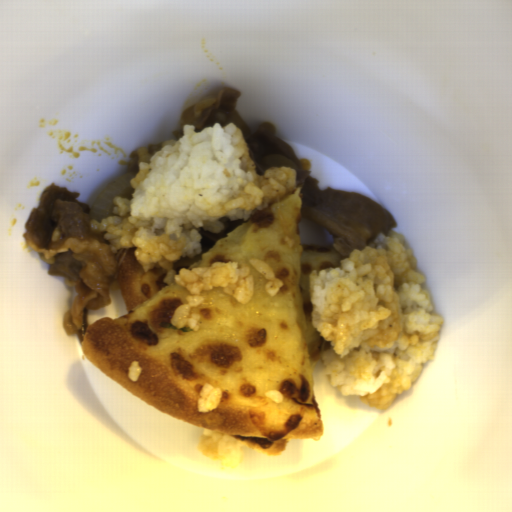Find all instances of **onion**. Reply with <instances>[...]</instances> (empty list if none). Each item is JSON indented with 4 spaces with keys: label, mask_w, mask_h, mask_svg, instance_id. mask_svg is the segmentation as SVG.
Listing matches in <instances>:
<instances>
[{
    "label": "onion",
    "mask_w": 512,
    "mask_h": 512,
    "mask_svg": "<svg viewBox=\"0 0 512 512\" xmlns=\"http://www.w3.org/2000/svg\"><path fill=\"white\" fill-rule=\"evenodd\" d=\"M138 173L127 170L122 175L113 178L96 196L90 208L89 217L100 222L108 216L117 215L113 210V199L115 196H123L132 200L134 189L131 186V179L136 177Z\"/></svg>",
    "instance_id": "obj_1"
}]
</instances>
